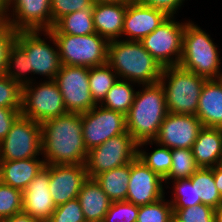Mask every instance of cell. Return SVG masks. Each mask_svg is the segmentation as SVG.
<instances>
[{"label": "cell", "mask_w": 222, "mask_h": 222, "mask_svg": "<svg viewBox=\"0 0 222 222\" xmlns=\"http://www.w3.org/2000/svg\"><path fill=\"white\" fill-rule=\"evenodd\" d=\"M0 107L22 108V87L5 74L0 76Z\"/></svg>", "instance_id": "obj_37"}, {"label": "cell", "mask_w": 222, "mask_h": 222, "mask_svg": "<svg viewBox=\"0 0 222 222\" xmlns=\"http://www.w3.org/2000/svg\"><path fill=\"white\" fill-rule=\"evenodd\" d=\"M138 143L128 133L111 137L106 142L88 150L85 167L88 178L131 163L137 158Z\"/></svg>", "instance_id": "obj_7"}, {"label": "cell", "mask_w": 222, "mask_h": 222, "mask_svg": "<svg viewBox=\"0 0 222 222\" xmlns=\"http://www.w3.org/2000/svg\"><path fill=\"white\" fill-rule=\"evenodd\" d=\"M211 169L213 171L216 188L222 197V165L218 164Z\"/></svg>", "instance_id": "obj_45"}, {"label": "cell", "mask_w": 222, "mask_h": 222, "mask_svg": "<svg viewBox=\"0 0 222 222\" xmlns=\"http://www.w3.org/2000/svg\"><path fill=\"white\" fill-rule=\"evenodd\" d=\"M7 20L17 32L49 31L52 28L51 0H11Z\"/></svg>", "instance_id": "obj_14"}, {"label": "cell", "mask_w": 222, "mask_h": 222, "mask_svg": "<svg viewBox=\"0 0 222 222\" xmlns=\"http://www.w3.org/2000/svg\"><path fill=\"white\" fill-rule=\"evenodd\" d=\"M126 115L127 132L139 144L154 141L168 111L165 91L160 82L142 85Z\"/></svg>", "instance_id": "obj_3"}, {"label": "cell", "mask_w": 222, "mask_h": 222, "mask_svg": "<svg viewBox=\"0 0 222 222\" xmlns=\"http://www.w3.org/2000/svg\"><path fill=\"white\" fill-rule=\"evenodd\" d=\"M215 44L205 30L192 20L187 21L179 66L206 79H218L222 74V62L219 47Z\"/></svg>", "instance_id": "obj_4"}, {"label": "cell", "mask_w": 222, "mask_h": 222, "mask_svg": "<svg viewBox=\"0 0 222 222\" xmlns=\"http://www.w3.org/2000/svg\"><path fill=\"white\" fill-rule=\"evenodd\" d=\"M42 155L41 123L20 115L0 142V161H17Z\"/></svg>", "instance_id": "obj_9"}, {"label": "cell", "mask_w": 222, "mask_h": 222, "mask_svg": "<svg viewBox=\"0 0 222 222\" xmlns=\"http://www.w3.org/2000/svg\"><path fill=\"white\" fill-rule=\"evenodd\" d=\"M190 179L195 185L196 204H206L214 209L221 205L222 197L216 188L211 168H199Z\"/></svg>", "instance_id": "obj_27"}, {"label": "cell", "mask_w": 222, "mask_h": 222, "mask_svg": "<svg viewBox=\"0 0 222 222\" xmlns=\"http://www.w3.org/2000/svg\"><path fill=\"white\" fill-rule=\"evenodd\" d=\"M46 164H85L88 150L82 135V114L66 113L41 123Z\"/></svg>", "instance_id": "obj_1"}, {"label": "cell", "mask_w": 222, "mask_h": 222, "mask_svg": "<svg viewBox=\"0 0 222 222\" xmlns=\"http://www.w3.org/2000/svg\"><path fill=\"white\" fill-rule=\"evenodd\" d=\"M22 108L0 107V142L7 136L12 124L21 115Z\"/></svg>", "instance_id": "obj_43"}, {"label": "cell", "mask_w": 222, "mask_h": 222, "mask_svg": "<svg viewBox=\"0 0 222 222\" xmlns=\"http://www.w3.org/2000/svg\"><path fill=\"white\" fill-rule=\"evenodd\" d=\"M127 132L126 116L99 104L82 114V135L87 150Z\"/></svg>", "instance_id": "obj_13"}, {"label": "cell", "mask_w": 222, "mask_h": 222, "mask_svg": "<svg viewBox=\"0 0 222 222\" xmlns=\"http://www.w3.org/2000/svg\"><path fill=\"white\" fill-rule=\"evenodd\" d=\"M8 24L7 15L0 11V31Z\"/></svg>", "instance_id": "obj_48"}, {"label": "cell", "mask_w": 222, "mask_h": 222, "mask_svg": "<svg viewBox=\"0 0 222 222\" xmlns=\"http://www.w3.org/2000/svg\"><path fill=\"white\" fill-rule=\"evenodd\" d=\"M173 182V199L168 200L172 208H186L196 205L195 185H192L191 179H179Z\"/></svg>", "instance_id": "obj_36"}, {"label": "cell", "mask_w": 222, "mask_h": 222, "mask_svg": "<svg viewBox=\"0 0 222 222\" xmlns=\"http://www.w3.org/2000/svg\"><path fill=\"white\" fill-rule=\"evenodd\" d=\"M117 73L106 63L89 68V87L93 100L100 104L110 88L118 80Z\"/></svg>", "instance_id": "obj_31"}, {"label": "cell", "mask_w": 222, "mask_h": 222, "mask_svg": "<svg viewBox=\"0 0 222 222\" xmlns=\"http://www.w3.org/2000/svg\"><path fill=\"white\" fill-rule=\"evenodd\" d=\"M51 34L88 35L96 33L93 7L69 13L60 18L49 30Z\"/></svg>", "instance_id": "obj_26"}, {"label": "cell", "mask_w": 222, "mask_h": 222, "mask_svg": "<svg viewBox=\"0 0 222 222\" xmlns=\"http://www.w3.org/2000/svg\"><path fill=\"white\" fill-rule=\"evenodd\" d=\"M37 84L33 81L22 87V116L42 123L68 113L54 80H44Z\"/></svg>", "instance_id": "obj_8"}, {"label": "cell", "mask_w": 222, "mask_h": 222, "mask_svg": "<svg viewBox=\"0 0 222 222\" xmlns=\"http://www.w3.org/2000/svg\"><path fill=\"white\" fill-rule=\"evenodd\" d=\"M172 209L173 222H215V209L206 204Z\"/></svg>", "instance_id": "obj_35"}, {"label": "cell", "mask_w": 222, "mask_h": 222, "mask_svg": "<svg viewBox=\"0 0 222 222\" xmlns=\"http://www.w3.org/2000/svg\"><path fill=\"white\" fill-rule=\"evenodd\" d=\"M139 206L127 201H113L102 222H136Z\"/></svg>", "instance_id": "obj_38"}, {"label": "cell", "mask_w": 222, "mask_h": 222, "mask_svg": "<svg viewBox=\"0 0 222 222\" xmlns=\"http://www.w3.org/2000/svg\"><path fill=\"white\" fill-rule=\"evenodd\" d=\"M196 117L203 127L222 128V83L219 79H206Z\"/></svg>", "instance_id": "obj_21"}, {"label": "cell", "mask_w": 222, "mask_h": 222, "mask_svg": "<svg viewBox=\"0 0 222 222\" xmlns=\"http://www.w3.org/2000/svg\"><path fill=\"white\" fill-rule=\"evenodd\" d=\"M54 81L68 113L83 114L97 105L90 92L88 67L62 65Z\"/></svg>", "instance_id": "obj_12"}, {"label": "cell", "mask_w": 222, "mask_h": 222, "mask_svg": "<svg viewBox=\"0 0 222 222\" xmlns=\"http://www.w3.org/2000/svg\"><path fill=\"white\" fill-rule=\"evenodd\" d=\"M168 17L163 11L130 1L124 16L122 37L125 36L127 41H141Z\"/></svg>", "instance_id": "obj_19"}, {"label": "cell", "mask_w": 222, "mask_h": 222, "mask_svg": "<svg viewBox=\"0 0 222 222\" xmlns=\"http://www.w3.org/2000/svg\"><path fill=\"white\" fill-rule=\"evenodd\" d=\"M49 181V164H46L22 192V211L39 222H47L56 208L50 193Z\"/></svg>", "instance_id": "obj_18"}, {"label": "cell", "mask_w": 222, "mask_h": 222, "mask_svg": "<svg viewBox=\"0 0 222 222\" xmlns=\"http://www.w3.org/2000/svg\"><path fill=\"white\" fill-rule=\"evenodd\" d=\"M45 39L49 38L52 45ZM40 36V37H39ZM15 41L25 50L29 56V70L33 75L45 76L48 80H54L62 64L56 41L49 31H18Z\"/></svg>", "instance_id": "obj_10"}, {"label": "cell", "mask_w": 222, "mask_h": 222, "mask_svg": "<svg viewBox=\"0 0 222 222\" xmlns=\"http://www.w3.org/2000/svg\"><path fill=\"white\" fill-rule=\"evenodd\" d=\"M22 210V191L0 181V220L10 218Z\"/></svg>", "instance_id": "obj_34"}, {"label": "cell", "mask_w": 222, "mask_h": 222, "mask_svg": "<svg viewBox=\"0 0 222 222\" xmlns=\"http://www.w3.org/2000/svg\"><path fill=\"white\" fill-rule=\"evenodd\" d=\"M218 79H219L220 82L222 83V74L218 77Z\"/></svg>", "instance_id": "obj_50"}, {"label": "cell", "mask_w": 222, "mask_h": 222, "mask_svg": "<svg viewBox=\"0 0 222 222\" xmlns=\"http://www.w3.org/2000/svg\"><path fill=\"white\" fill-rule=\"evenodd\" d=\"M47 222H86L78 199L56 206Z\"/></svg>", "instance_id": "obj_39"}, {"label": "cell", "mask_w": 222, "mask_h": 222, "mask_svg": "<svg viewBox=\"0 0 222 222\" xmlns=\"http://www.w3.org/2000/svg\"><path fill=\"white\" fill-rule=\"evenodd\" d=\"M164 179L138 158L131 162L126 201L136 206L154 203L165 196Z\"/></svg>", "instance_id": "obj_16"}, {"label": "cell", "mask_w": 222, "mask_h": 222, "mask_svg": "<svg viewBox=\"0 0 222 222\" xmlns=\"http://www.w3.org/2000/svg\"><path fill=\"white\" fill-rule=\"evenodd\" d=\"M93 4L128 3L130 0H92Z\"/></svg>", "instance_id": "obj_46"}, {"label": "cell", "mask_w": 222, "mask_h": 222, "mask_svg": "<svg viewBox=\"0 0 222 222\" xmlns=\"http://www.w3.org/2000/svg\"><path fill=\"white\" fill-rule=\"evenodd\" d=\"M168 17L140 42L163 67L179 65L182 56L183 32L186 22Z\"/></svg>", "instance_id": "obj_11"}, {"label": "cell", "mask_w": 222, "mask_h": 222, "mask_svg": "<svg viewBox=\"0 0 222 222\" xmlns=\"http://www.w3.org/2000/svg\"><path fill=\"white\" fill-rule=\"evenodd\" d=\"M17 31L7 24L0 31V76L5 74L7 56L11 45L15 42Z\"/></svg>", "instance_id": "obj_41"}, {"label": "cell", "mask_w": 222, "mask_h": 222, "mask_svg": "<svg viewBox=\"0 0 222 222\" xmlns=\"http://www.w3.org/2000/svg\"><path fill=\"white\" fill-rule=\"evenodd\" d=\"M126 10L127 3L93 4L95 32L108 41L122 39Z\"/></svg>", "instance_id": "obj_20"}, {"label": "cell", "mask_w": 222, "mask_h": 222, "mask_svg": "<svg viewBox=\"0 0 222 222\" xmlns=\"http://www.w3.org/2000/svg\"><path fill=\"white\" fill-rule=\"evenodd\" d=\"M107 63L119 79L138 83L139 87L158 83L163 69L140 41L124 38L109 41Z\"/></svg>", "instance_id": "obj_2"}, {"label": "cell", "mask_w": 222, "mask_h": 222, "mask_svg": "<svg viewBox=\"0 0 222 222\" xmlns=\"http://www.w3.org/2000/svg\"><path fill=\"white\" fill-rule=\"evenodd\" d=\"M131 163L100 173L94 179L108 198L113 201H126Z\"/></svg>", "instance_id": "obj_25"}, {"label": "cell", "mask_w": 222, "mask_h": 222, "mask_svg": "<svg viewBox=\"0 0 222 222\" xmlns=\"http://www.w3.org/2000/svg\"><path fill=\"white\" fill-rule=\"evenodd\" d=\"M45 165L43 157L0 161V181L23 192Z\"/></svg>", "instance_id": "obj_22"}, {"label": "cell", "mask_w": 222, "mask_h": 222, "mask_svg": "<svg viewBox=\"0 0 222 222\" xmlns=\"http://www.w3.org/2000/svg\"><path fill=\"white\" fill-rule=\"evenodd\" d=\"M185 0H137L143 6L163 11L169 17H175L176 12Z\"/></svg>", "instance_id": "obj_42"}, {"label": "cell", "mask_w": 222, "mask_h": 222, "mask_svg": "<svg viewBox=\"0 0 222 222\" xmlns=\"http://www.w3.org/2000/svg\"><path fill=\"white\" fill-rule=\"evenodd\" d=\"M93 7L92 0H51L52 27L64 15Z\"/></svg>", "instance_id": "obj_40"}, {"label": "cell", "mask_w": 222, "mask_h": 222, "mask_svg": "<svg viewBox=\"0 0 222 222\" xmlns=\"http://www.w3.org/2000/svg\"><path fill=\"white\" fill-rule=\"evenodd\" d=\"M52 35L56 41L62 65L92 68L107 63L109 41L97 33Z\"/></svg>", "instance_id": "obj_6"}, {"label": "cell", "mask_w": 222, "mask_h": 222, "mask_svg": "<svg viewBox=\"0 0 222 222\" xmlns=\"http://www.w3.org/2000/svg\"><path fill=\"white\" fill-rule=\"evenodd\" d=\"M136 222H173L172 205L164 196L154 203L139 206Z\"/></svg>", "instance_id": "obj_33"}, {"label": "cell", "mask_w": 222, "mask_h": 222, "mask_svg": "<svg viewBox=\"0 0 222 222\" xmlns=\"http://www.w3.org/2000/svg\"><path fill=\"white\" fill-rule=\"evenodd\" d=\"M87 178L85 164H49V189L55 206L76 199Z\"/></svg>", "instance_id": "obj_17"}, {"label": "cell", "mask_w": 222, "mask_h": 222, "mask_svg": "<svg viewBox=\"0 0 222 222\" xmlns=\"http://www.w3.org/2000/svg\"><path fill=\"white\" fill-rule=\"evenodd\" d=\"M215 222H222V203L215 209Z\"/></svg>", "instance_id": "obj_49"}, {"label": "cell", "mask_w": 222, "mask_h": 222, "mask_svg": "<svg viewBox=\"0 0 222 222\" xmlns=\"http://www.w3.org/2000/svg\"><path fill=\"white\" fill-rule=\"evenodd\" d=\"M156 144L157 149L147 153L143 146ZM143 148V149H141ZM137 158L163 179L169 174L172 156L171 149L157 144L155 141H144L138 144Z\"/></svg>", "instance_id": "obj_30"}, {"label": "cell", "mask_w": 222, "mask_h": 222, "mask_svg": "<svg viewBox=\"0 0 222 222\" xmlns=\"http://www.w3.org/2000/svg\"><path fill=\"white\" fill-rule=\"evenodd\" d=\"M6 222H39L37 219H34L29 214L25 212H20L15 214L14 216L5 219Z\"/></svg>", "instance_id": "obj_44"}, {"label": "cell", "mask_w": 222, "mask_h": 222, "mask_svg": "<svg viewBox=\"0 0 222 222\" xmlns=\"http://www.w3.org/2000/svg\"><path fill=\"white\" fill-rule=\"evenodd\" d=\"M77 199L86 222H102L112 202L94 178L83 182Z\"/></svg>", "instance_id": "obj_24"}, {"label": "cell", "mask_w": 222, "mask_h": 222, "mask_svg": "<svg viewBox=\"0 0 222 222\" xmlns=\"http://www.w3.org/2000/svg\"><path fill=\"white\" fill-rule=\"evenodd\" d=\"M172 164L164 183L190 178L198 169L191 149H171Z\"/></svg>", "instance_id": "obj_32"}, {"label": "cell", "mask_w": 222, "mask_h": 222, "mask_svg": "<svg viewBox=\"0 0 222 222\" xmlns=\"http://www.w3.org/2000/svg\"><path fill=\"white\" fill-rule=\"evenodd\" d=\"M202 128L196 115L168 112L154 141L169 149H191Z\"/></svg>", "instance_id": "obj_15"}, {"label": "cell", "mask_w": 222, "mask_h": 222, "mask_svg": "<svg viewBox=\"0 0 222 222\" xmlns=\"http://www.w3.org/2000/svg\"><path fill=\"white\" fill-rule=\"evenodd\" d=\"M29 73L31 75L33 74L29 70V56L26 54L25 50L15 41L11 45L7 56L5 75L23 87L34 81L33 77H26V75H29Z\"/></svg>", "instance_id": "obj_29"}, {"label": "cell", "mask_w": 222, "mask_h": 222, "mask_svg": "<svg viewBox=\"0 0 222 222\" xmlns=\"http://www.w3.org/2000/svg\"><path fill=\"white\" fill-rule=\"evenodd\" d=\"M199 168H212L222 161V128L203 127L192 145Z\"/></svg>", "instance_id": "obj_23"}, {"label": "cell", "mask_w": 222, "mask_h": 222, "mask_svg": "<svg viewBox=\"0 0 222 222\" xmlns=\"http://www.w3.org/2000/svg\"><path fill=\"white\" fill-rule=\"evenodd\" d=\"M134 84L136 85L137 83L118 79L99 105L120 112L126 116L134 102L137 92L134 90L135 87L133 88V86H135Z\"/></svg>", "instance_id": "obj_28"}, {"label": "cell", "mask_w": 222, "mask_h": 222, "mask_svg": "<svg viewBox=\"0 0 222 222\" xmlns=\"http://www.w3.org/2000/svg\"><path fill=\"white\" fill-rule=\"evenodd\" d=\"M11 0H0V11H3L6 15L9 12Z\"/></svg>", "instance_id": "obj_47"}, {"label": "cell", "mask_w": 222, "mask_h": 222, "mask_svg": "<svg viewBox=\"0 0 222 222\" xmlns=\"http://www.w3.org/2000/svg\"><path fill=\"white\" fill-rule=\"evenodd\" d=\"M206 78L179 65L162 69L159 82L165 91L169 113L196 115L198 101Z\"/></svg>", "instance_id": "obj_5"}]
</instances>
